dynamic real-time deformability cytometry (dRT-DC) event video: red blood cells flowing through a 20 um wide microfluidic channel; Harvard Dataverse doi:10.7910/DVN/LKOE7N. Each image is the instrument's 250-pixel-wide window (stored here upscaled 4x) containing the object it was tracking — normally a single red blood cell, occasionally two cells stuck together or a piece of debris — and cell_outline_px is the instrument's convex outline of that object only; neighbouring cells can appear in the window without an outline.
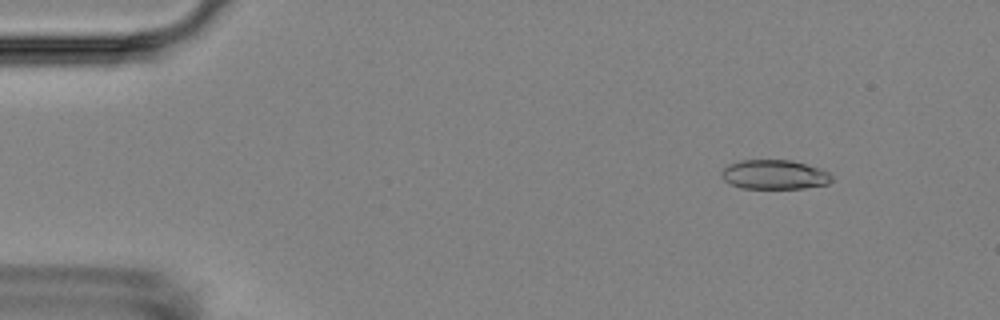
{"species": "Egyptian fruit bat (a non-hibernating species)", "species_latin": "Rousettus aegyptiacus", "temperature_condition": "room temperature", "stored_images_in_passage": 5, "camera_frame_rate_fps": 3000, "um_per_image_px": 0.085, "animal": {"sex": "female"}, "frame": {"image": 1, "passage_image": 2, "time_ms": 1.333, "image_size_px": [1000, 320], "cell_outline_px": [[832, 180], [828, 184], [804, 188], [740, 188], [724, 180], [720, 176], [720, 172], [728, 164], [740, 160], [792, 160], [820, 168], [828, 172], [832, 176]], "centroid_in_image_um": [65.81, 14.83], "position_along_channel_um": 19.2, "area_um2": 18.96}}